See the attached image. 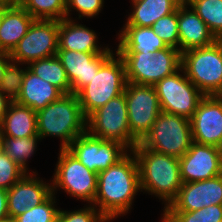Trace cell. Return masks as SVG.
I'll list each match as a JSON object with an SVG mask.
<instances>
[{
	"label": "cell",
	"instance_id": "1",
	"mask_svg": "<svg viewBox=\"0 0 222 222\" xmlns=\"http://www.w3.org/2000/svg\"><path fill=\"white\" fill-rule=\"evenodd\" d=\"M137 192H141L139 167L135 154L130 150L116 164L98 173L93 205L112 222L118 216L128 214Z\"/></svg>",
	"mask_w": 222,
	"mask_h": 222
},
{
	"label": "cell",
	"instance_id": "2",
	"mask_svg": "<svg viewBox=\"0 0 222 222\" xmlns=\"http://www.w3.org/2000/svg\"><path fill=\"white\" fill-rule=\"evenodd\" d=\"M132 151L138 162L141 192L154 194L164 203L165 210L182 186L179 158L157 153L140 143Z\"/></svg>",
	"mask_w": 222,
	"mask_h": 222
},
{
	"label": "cell",
	"instance_id": "3",
	"mask_svg": "<svg viewBox=\"0 0 222 222\" xmlns=\"http://www.w3.org/2000/svg\"><path fill=\"white\" fill-rule=\"evenodd\" d=\"M36 114L38 135L41 139L47 136L60 138L61 149H66L75 138L86 132V117L74 93L63 94Z\"/></svg>",
	"mask_w": 222,
	"mask_h": 222
},
{
	"label": "cell",
	"instance_id": "4",
	"mask_svg": "<svg viewBox=\"0 0 222 222\" xmlns=\"http://www.w3.org/2000/svg\"><path fill=\"white\" fill-rule=\"evenodd\" d=\"M125 65L127 82L152 85L181 68L182 53L168 46L156 53L116 52Z\"/></svg>",
	"mask_w": 222,
	"mask_h": 222
},
{
	"label": "cell",
	"instance_id": "5",
	"mask_svg": "<svg viewBox=\"0 0 222 222\" xmlns=\"http://www.w3.org/2000/svg\"><path fill=\"white\" fill-rule=\"evenodd\" d=\"M126 84L124 62L115 51L99 68L90 83L76 94L84 116L87 118L109 100L124 93Z\"/></svg>",
	"mask_w": 222,
	"mask_h": 222
},
{
	"label": "cell",
	"instance_id": "6",
	"mask_svg": "<svg viewBox=\"0 0 222 222\" xmlns=\"http://www.w3.org/2000/svg\"><path fill=\"white\" fill-rule=\"evenodd\" d=\"M181 67L187 78L205 95H222V44L182 52Z\"/></svg>",
	"mask_w": 222,
	"mask_h": 222
},
{
	"label": "cell",
	"instance_id": "7",
	"mask_svg": "<svg viewBox=\"0 0 222 222\" xmlns=\"http://www.w3.org/2000/svg\"><path fill=\"white\" fill-rule=\"evenodd\" d=\"M193 143L191 121L183 116L160 112L140 144L157 153L182 157Z\"/></svg>",
	"mask_w": 222,
	"mask_h": 222
},
{
	"label": "cell",
	"instance_id": "8",
	"mask_svg": "<svg viewBox=\"0 0 222 222\" xmlns=\"http://www.w3.org/2000/svg\"><path fill=\"white\" fill-rule=\"evenodd\" d=\"M58 161L51 180L52 193L64 190L70 197L93 204L97 192L98 174L86 168L67 149L59 148Z\"/></svg>",
	"mask_w": 222,
	"mask_h": 222
},
{
	"label": "cell",
	"instance_id": "9",
	"mask_svg": "<svg viewBox=\"0 0 222 222\" xmlns=\"http://www.w3.org/2000/svg\"><path fill=\"white\" fill-rule=\"evenodd\" d=\"M86 131L97 138L118 141L133 150L138 143L131 136L124 93L92 112L86 118Z\"/></svg>",
	"mask_w": 222,
	"mask_h": 222
},
{
	"label": "cell",
	"instance_id": "10",
	"mask_svg": "<svg viewBox=\"0 0 222 222\" xmlns=\"http://www.w3.org/2000/svg\"><path fill=\"white\" fill-rule=\"evenodd\" d=\"M181 72V73H180ZM162 112L191 119L204 94L187 78L182 67L154 85Z\"/></svg>",
	"mask_w": 222,
	"mask_h": 222
},
{
	"label": "cell",
	"instance_id": "11",
	"mask_svg": "<svg viewBox=\"0 0 222 222\" xmlns=\"http://www.w3.org/2000/svg\"><path fill=\"white\" fill-rule=\"evenodd\" d=\"M58 20L34 19L27 33L10 53L12 62L28 65L55 56L58 51Z\"/></svg>",
	"mask_w": 222,
	"mask_h": 222
},
{
	"label": "cell",
	"instance_id": "12",
	"mask_svg": "<svg viewBox=\"0 0 222 222\" xmlns=\"http://www.w3.org/2000/svg\"><path fill=\"white\" fill-rule=\"evenodd\" d=\"M124 95L131 136L137 143H140L149 133L161 112L159 99L154 86L131 82H127Z\"/></svg>",
	"mask_w": 222,
	"mask_h": 222
},
{
	"label": "cell",
	"instance_id": "13",
	"mask_svg": "<svg viewBox=\"0 0 222 222\" xmlns=\"http://www.w3.org/2000/svg\"><path fill=\"white\" fill-rule=\"evenodd\" d=\"M66 149L97 174L116 164L130 151L118 141L97 138L87 131L75 138Z\"/></svg>",
	"mask_w": 222,
	"mask_h": 222
},
{
	"label": "cell",
	"instance_id": "14",
	"mask_svg": "<svg viewBox=\"0 0 222 222\" xmlns=\"http://www.w3.org/2000/svg\"><path fill=\"white\" fill-rule=\"evenodd\" d=\"M190 121L193 142L219 148L222 143V95L204 96Z\"/></svg>",
	"mask_w": 222,
	"mask_h": 222
},
{
	"label": "cell",
	"instance_id": "15",
	"mask_svg": "<svg viewBox=\"0 0 222 222\" xmlns=\"http://www.w3.org/2000/svg\"><path fill=\"white\" fill-rule=\"evenodd\" d=\"M182 183L202 181L222 174V157L218 147L193 142L179 158Z\"/></svg>",
	"mask_w": 222,
	"mask_h": 222
},
{
	"label": "cell",
	"instance_id": "16",
	"mask_svg": "<svg viewBox=\"0 0 222 222\" xmlns=\"http://www.w3.org/2000/svg\"><path fill=\"white\" fill-rule=\"evenodd\" d=\"M114 53L110 48L103 53L58 50L56 56L66 71L71 86V93L77 94L84 86L89 84L99 68Z\"/></svg>",
	"mask_w": 222,
	"mask_h": 222
},
{
	"label": "cell",
	"instance_id": "17",
	"mask_svg": "<svg viewBox=\"0 0 222 222\" xmlns=\"http://www.w3.org/2000/svg\"><path fill=\"white\" fill-rule=\"evenodd\" d=\"M222 204V174L202 181L182 183L177 197L163 211H196Z\"/></svg>",
	"mask_w": 222,
	"mask_h": 222
},
{
	"label": "cell",
	"instance_id": "18",
	"mask_svg": "<svg viewBox=\"0 0 222 222\" xmlns=\"http://www.w3.org/2000/svg\"><path fill=\"white\" fill-rule=\"evenodd\" d=\"M36 175V171L26 173L7 190L9 217L16 218L28 209L40 205L52 194L51 180L49 184Z\"/></svg>",
	"mask_w": 222,
	"mask_h": 222
},
{
	"label": "cell",
	"instance_id": "19",
	"mask_svg": "<svg viewBox=\"0 0 222 222\" xmlns=\"http://www.w3.org/2000/svg\"><path fill=\"white\" fill-rule=\"evenodd\" d=\"M178 31L181 53L194 48L210 46L218 40L186 2L178 7Z\"/></svg>",
	"mask_w": 222,
	"mask_h": 222
},
{
	"label": "cell",
	"instance_id": "20",
	"mask_svg": "<svg viewBox=\"0 0 222 222\" xmlns=\"http://www.w3.org/2000/svg\"><path fill=\"white\" fill-rule=\"evenodd\" d=\"M72 18L59 21L58 50L103 53L109 48L108 46H99L97 33Z\"/></svg>",
	"mask_w": 222,
	"mask_h": 222
},
{
	"label": "cell",
	"instance_id": "21",
	"mask_svg": "<svg viewBox=\"0 0 222 222\" xmlns=\"http://www.w3.org/2000/svg\"><path fill=\"white\" fill-rule=\"evenodd\" d=\"M62 95L63 93L58 88L38 77L27 68L20 95L15 102L22 106L30 107L37 112L58 100Z\"/></svg>",
	"mask_w": 222,
	"mask_h": 222
},
{
	"label": "cell",
	"instance_id": "22",
	"mask_svg": "<svg viewBox=\"0 0 222 222\" xmlns=\"http://www.w3.org/2000/svg\"><path fill=\"white\" fill-rule=\"evenodd\" d=\"M0 133L13 138L38 135L36 111L11 101L0 123Z\"/></svg>",
	"mask_w": 222,
	"mask_h": 222
},
{
	"label": "cell",
	"instance_id": "23",
	"mask_svg": "<svg viewBox=\"0 0 222 222\" xmlns=\"http://www.w3.org/2000/svg\"><path fill=\"white\" fill-rule=\"evenodd\" d=\"M34 18L20 5L3 8L0 25V50L11 53L27 30Z\"/></svg>",
	"mask_w": 222,
	"mask_h": 222
},
{
	"label": "cell",
	"instance_id": "24",
	"mask_svg": "<svg viewBox=\"0 0 222 222\" xmlns=\"http://www.w3.org/2000/svg\"><path fill=\"white\" fill-rule=\"evenodd\" d=\"M116 52L156 53L168 46L154 32L152 27L123 26L117 37Z\"/></svg>",
	"mask_w": 222,
	"mask_h": 222
},
{
	"label": "cell",
	"instance_id": "25",
	"mask_svg": "<svg viewBox=\"0 0 222 222\" xmlns=\"http://www.w3.org/2000/svg\"><path fill=\"white\" fill-rule=\"evenodd\" d=\"M183 3L182 0H139L132 4L124 26L152 27L161 17L167 16Z\"/></svg>",
	"mask_w": 222,
	"mask_h": 222
},
{
	"label": "cell",
	"instance_id": "26",
	"mask_svg": "<svg viewBox=\"0 0 222 222\" xmlns=\"http://www.w3.org/2000/svg\"><path fill=\"white\" fill-rule=\"evenodd\" d=\"M28 69L38 77L51 83L63 94L71 93L66 71L56 55L33 61L28 64Z\"/></svg>",
	"mask_w": 222,
	"mask_h": 222
},
{
	"label": "cell",
	"instance_id": "27",
	"mask_svg": "<svg viewBox=\"0 0 222 222\" xmlns=\"http://www.w3.org/2000/svg\"><path fill=\"white\" fill-rule=\"evenodd\" d=\"M3 137L4 152L15 161L26 173H30L28 159L37 151V143L41 141L39 135L25 138Z\"/></svg>",
	"mask_w": 222,
	"mask_h": 222
},
{
	"label": "cell",
	"instance_id": "28",
	"mask_svg": "<svg viewBox=\"0 0 222 222\" xmlns=\"http://www.w3.org/2000/svg\"><path fill=\"white\" fill-rule=\"evenodd\" d=\"M214 36L222 38V0H186Z\"/></svg>",
	"mask_w": 222,
	"mask_h": 222
},
{
	"label": "cell",
	"instance_id": "29",
	"mask_svg": "<svg viewBox=\"0 0 222 222\" xmlns=\"http://www.w3.org/2000/svg\"><path fill=\"white\" fill-rule=\"evenodd\" d=\"M34 19L63 20L66 0H23L20 4Z\"/></svg>",
	"mask_w": 222,
	"mask_h": 222
},
{
	"label": "cell",
	"instance_id": "30",
	"mask_svg": "<svg viewBox=\"0 0 222 222\" xmlns=\"http://www.w3.org/2000/svg\"><path fill=\"white\" fill-rule=\"evenodd\" d=\"M161 215L169 222H222V204L196 211H163Z\"/></svg>",
	"mask_w": 222,
	"mask_h": 222
},
{
	"label": "cell",
	"instance_id": "31",
	"mask_svg": "<svg viewBox=\"0 0 222 222\" xmlns=\"http://www.w3.org/2000/svg\"><path fill=\"white\" fill-rule=\"evenodd\" d=\"M56 194H51L40 205L28 209L17 216V222H58L60 208L56 205Z\"/></svg>",
	"mask_w": 222,
	"mask_h": 222
},
{
	"label": "cell",
	"instance_id": "32",
	"mask_svg": "<svg viewBox=\"0 0 222 222\" xmlns=\"http://www.w3.org/2000/svg\"><path fill=\"white\" fill-rule=\"evenodd\" d=\"M20 63L11 62L0 82V91L10 100L15 101L20 95L22 82L28 66L21 68Z\"/></svg>",
	"mask_w": 222,
	"mask_h": 222
},
{
	"label": "cell",
	"instance_id": "33",
	"mask_svg": "<svg viewBox=\"0 0 222 222\" xmlns=\"http://www.w3.org/2000/svg\"><path fill=\"white\" fill-rule=\"evenodd\" d=\"M152 29L167 46L179 50L178 8L173 13L158 19L152 25Z\"/></svg>",
	"mask_w": 222,
	"mask_h": 222
},
{
	"label": "cell",
	"instance_id": "34",
	"mask_svg": "<svg viewBox=\"0 0 222 222\" xmlns=\"http://www.w3.org/2000/svg\"><path fill=\"white\" fill-rule=\"evenodd\" d=\"M25 174L26 171L5 152L0 155V188L9 190Z\"/></svg>",
	"mask_w": 222,
	"mask_h": 222
},
{
	"label": "cell",
	"instance_id": "35",
	"mask_svg": "<svg viewBox=\"0 0 222 222\" xmlns=\"http://www.w3.org/2000/svg\"><path fill=\"white\" fill-rule=\"evenodd\" d=\"M58 222H109L93 204H86L81 209L59 210Z\"/></svg>",
	"mask_w": 222,
	"mask_h": 222
},
{
	"label": "cell",
	"instance_id": "36",
	"mask_svg": "<svg viewBox=\"0 0 222 222\" xmlns=\"http://www.w3.org/2000/svg\"><path fill=\"white\" fill-rule=\"evenodd\" d=\"M103 7L104 0H66V18L70 19V12L74 10L79 14V19L92 18L101 13Z\"/></svg>",
	"mask_w": 222,
	"mask_h": 222
},
{
	"label": "cell",
	"instance_id": "37",
	"mask_svg": "<svg viewBox=\"0 0 222 222\" xmlns=\"http://www.w3.org/2000/svg\"><path fill=\"white\" fill-rule=\"evenodd\" d=\"M8 217L7 190L0 188V220Z\"/></svg>",
	"mask_w": 222,
	"mask_h": 222
},
{
	"label": "cell",
	"instance_id": "38",
	"mask_svg": "<svg viewBox=\"0 0 222 222\" xmlns=\"http://www.w3.org/2000/svg\"><path fill=\"white\" fill-rule=\"evenodd\" d=\"M12 62L10 53L0 50V82L6 67Z\"/></svg>",
	"mask_w": 222,
	"mask_h": 222
},
{
	"label": "cell",
	"instance_id": "39",
	"mask_svg": "<svg viewBox=\"0 0 222 222\" xmlns=\"http://www.w3.org/2000/svg\"><path fill=\"white\" fill-rule=\"evenodd\" d=\"M11 101L0 91V123Z\"/></svg>",
	"mask_w": 222,
	"mask_h": 222
},
{
	"label": "cell",
	"instance_id": "40",
	"mask_svg": "<svg viewBox=\"0 0 222 222\" xmlns=\"http://www.w3.org/2000/svg\"><path fill=\"white\" fill-rule=\"evenodd\" d=\"M17 5L14 0H0V8H10Z\"/></svg>",
	"mask_w": 222,
	"mask_h": 222
},
{
	"label": "cell",
	"instance_id": "41",
	"mask_svg": "<svg viewBox=\"0 0 222 222\" xmlns=\"http://www.w3.org/2000/svg\"><path fill=\"white\" fill-rule=\"evenodd\" d=\"M4 152L3 137L0 133V155Z\"/></svg>",
	"mask_w": 222,
	"mask_h": 222
},
{
	"label": "cell",
	"instance_id": "42",
	"mask_svg": "<svg viewBox=\"0 0 222 222\" xmlns=\"http://www.w3.org/2000/svg\"><path fill=\"white\" fill-rule=\"evenodd\" d=\"M2 222H17V220L15 218L8 217L6 219H3Z\"/></svg>",
	"mask_w": 222,
	"mask_h": 222
},
{
	"label": "cell",
	"instance_id": "43",
	"mask_svg": "<svg viewBox=\"0 0 222 222\" xmlns=\"http://www.w3.org/2000/svg\"><path fill=\"white\" fill-rule=\"evenodd\" d=\"M2 18H3V8H0V25L2 23Z\"/></svg>",
	"mask_w": 222,
	"mask_h": 222
},
{
	"label": "cell",
	"instance_id": "44",
	"mask_svg": "<svg viewBox=\"0 0 222 222\" xmlns=\"http://www.w3.org/2000/svg\"><path fill=\"white\" fill-rule=\"evenodd\" d=\"M161 222H169L163 215L161 216Z\"/></svg>",
	"mask_w": 222,
	"mask_h": 222
},
{
	"label": "cell",
	"instance_id": "45",
	"mask_svg": "<svg viewBox=\"0 0 222 222\" xmlns=\"http://www.w3.org/2000/svg\"><path fill=\"white\" fill-rule=\"evenodd\" d=\"M17 4H21L23 0H14Z\"/></svg>",
	"mask_w": 222,
	"mask_h": 222
},
{
	"label": "cell",
	"instance_id": "46",
	"mask_svg": "<svg viewBox=\"0 0 222 222\" xmlns=\"http://www.w3.org/2000/svg\"><path fill=\"white\" fill-rule=\"evenodd\" d=\"M219 150H220V154H221V157H222V143H221V145L219 147Z\"/></svg>",
	"mask_w": 222,
	"mask_h": 222
},
{
	"label": "cell",
	"instance_id": "47",
	"mask_svg": "<svg viewBox=\"0 0 222 222\" xmlns=\"http://www.w3.org/2000/svg\"><path fill=\"white\" fill-rule=\"evenodd\" d=\"M218 41L222 44V38H219Z\"/></svg>",
	"mask_w": 222,
	"mask_h": 222
},
{
	"label": "cell",
	"instance_id": "48",
	"mask_svg": "<svg viewBox=\"0 0 222 222\" xmlns=\"http://www.w3.org/2000/svg\"><path fill=\"white\" fill-rule=\"evenodd\" d=\"M132 2L131 3H134V2H137V1H139V0H131Z\"/></svg>",
	"mask_w": 222,
	"mask_h": 222
}]
</instances>
